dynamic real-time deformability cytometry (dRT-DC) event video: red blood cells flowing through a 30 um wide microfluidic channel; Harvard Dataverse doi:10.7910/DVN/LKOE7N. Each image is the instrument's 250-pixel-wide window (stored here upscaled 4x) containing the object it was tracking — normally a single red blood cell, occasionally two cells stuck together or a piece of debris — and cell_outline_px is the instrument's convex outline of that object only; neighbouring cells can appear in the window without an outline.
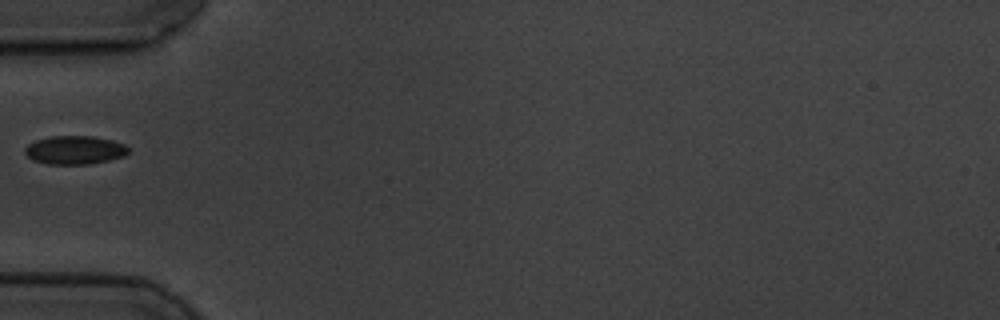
{"species": "common noctule bat (a hibernating species)", "species_latin": "Nyctalus noctula", "temperature_condition": "cold", "stored_images_in_passage": 39, "camera_frame_rate_fps": 3000, "um_per_image_px": 0.085, "animal": {"sex": "male", "body_mass_g": 19.5, "forearm_length_mm": 54.6}, "frame": {"image": 1, "passage_image": 1, "time_ms": 0.0, "image_size_px": [1000, 320], "cell_outline_px": [[128, 152], [124, 156], [108, 160], [88, 164], [48, 164], [32, 160], [24, 152], [24, 148], [28, 144], [36, 140], [52, 136], [92, 136], [112, 140], [124, 144], [128, 148]], "centroid_in_image_um": [6.33, 12.75], "position_along_channel_um": 78.7, "area_um2": 17.11}}
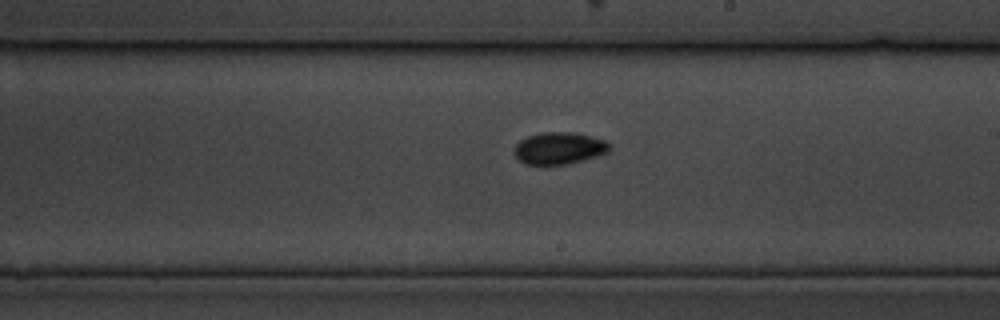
{"frame": {"image": 2, "passage_image": 15, "time_ms": 4.667, "image_size_px": [1000, 320], "cell_outline_px": [[608, 152], [596, 156], [568, 164], [544, 168], [524, 164], [512, 152], [516, 144], [520, 140], [528, 136], [540, 132], [568, 132], [588, 136], [604, 140], [608, 144]], "centroid_in_image_um": [47.42, 12.65], "position_along_channel_um": 241.6, "area_um2": 18.09}}
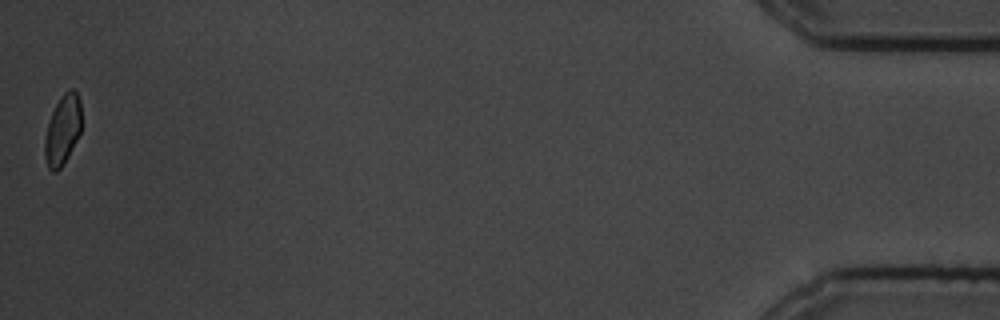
{"frame": {"image": 3, "passage_image": 39, "time_ms": 12.667, "image_size_px": [1000, 320], "cell_outline_px": [[80, 132], [64, 164], [56, 172], [52, 172], [48, 168], [44, 156], [44, 140], [48, 124], [52, 112], [60, 96], [68, 88], [72, 88], [76, 92], [80, 100]], "centroid_in_image_um": [5.3, 11.04], "position_along_channel_um": 429.9, "area_um2": 14.91}}